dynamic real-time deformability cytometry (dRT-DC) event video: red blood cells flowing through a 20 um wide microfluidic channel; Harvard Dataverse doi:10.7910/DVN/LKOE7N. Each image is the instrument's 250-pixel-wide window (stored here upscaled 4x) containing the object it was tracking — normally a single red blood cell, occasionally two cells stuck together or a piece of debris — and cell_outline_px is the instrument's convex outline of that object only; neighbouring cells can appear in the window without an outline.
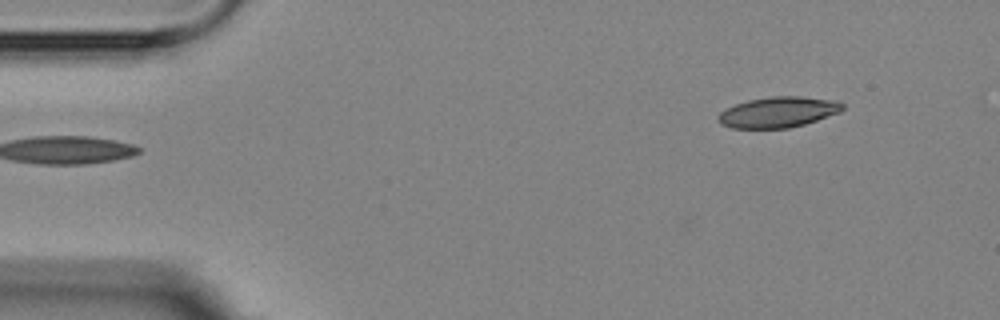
{"species": "Egyptian fruit bat (a non-hibernating species)", "species_latin": "Rousettus aegyptiacus", "temperature_condition": "room temperature", "stored_images_in_passage": 5, "segment_of_instrument_passage": [2, 2], "camera_frame_rate_fps": 3000, "um_per_image_px": 0.085, "animal": {"sex": "female"}, "frame": {"image": 1, "passage_image": 5, "time_ms": 4.667, "image_size_px": [1000, 320], "cell_outline_px": [[844, 108], [840, 112], [804, 124], [788, 128], [732, 128], [720, 124], [716, 120], [716, 116], [720, 112], [736, 104], [748, 100], [772, 96], [800, 96], [836, 100], [844, 104]], "centroid_in_image_um": [66.13, 9.53], "position_along_channel_um": 18.9, "area_um2": 22.25}}